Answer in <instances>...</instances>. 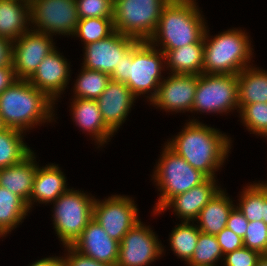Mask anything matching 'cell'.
I'll list each match as a JSON object with an SVG mask.
<instances>
[{"instance_id": "obj_1", "label": "cell", "mask_w": 267, "mask_h": 266, "mask_svg": "<svg viewBox=\"0 0 267 266\" xmlns=\"http://www.w3.org/2000/svg\"><path fill=\"white\" fill-rule=\"evenodd\" d=\"M196 120L187 121L182 131L165 143L207 178H215L216 172L223 167L224 161L228 158L232 138L220 129Z\"/></svg>"}, {"instance_id": "obj_2", "label": "cell", "mask_w": 267, "mask_h": 266, "mask_svg": "<svg viewBox=\"0 0 267 266\" xmlns=\"http://www.w3.org/2000/svg\"><path fill=\"white\" fill-rule=\"evenodd\" d=\"M55 103L28 80L16 79L0 94V115L7 128L26 130L53 122Z\"/></svg>"}, {"instance_id": "obj_3", "label": "cell", "mask_w": 267, "mask_h": 266, "mask_svg": "<svg viewBox=\"0 0 267 266\" xmlns=\"http://www.w3.org/2000/svg\"><path fill=\"white\" fill-rule=\"evenodd\" d=\"M165 54L149 41H138L110 75L112 81L125 83L137 98L147 94L150 102L157 94L166 71Z\"/></svg>"}, {"instance_id": "obj_4", "label": "cell", "mask_w": 267, "mask_h": 266, "mask_svg": "<svg viewBox=\"0 0 267 266\" xmlns=\"http://www.w3.org/2000/svg\"><path fill=\"white\" fill-rule=\"evenodd\" d=\"M196 0H170L163 8L157 29L148 40L160 50L198 43L207 24ZM201 11V12H200Z\"/></svg>"}, {"instance_id": "obj_5", "label": "cell", "mask_w": 267, "mask_h": 266, "mask_svg": "<svg viewBox=\"0 0 267 266\" xmlns=\"http://www.w3.org/2000/svg\"><path fill=\"white\" fill-rule=\"evenodd\" d=\"M209 31L207 26L203 36V73L237 75L250 66L254 49L245 30L232 28L216 36H210Z\"/></svg>"}, {"instance_id": "obj_6", "label": "cell", "mask_w": 267, "mask_h": 266, "mask_svg": "<svg viewBox=\"0 0 267 266\" xmlns=\"http://www.w3.org/2000/svg\"><path fill=\"white\" fill-rule=\"evenodd\" d=\"M163 147L152 175V180L160 191L158 201L153 208L155 215L171 198L189 191L207 179L203 173L193 168L166 144Z\"/></svg>"}, {"instance_id": "obj_7", "label": "cell", "mask_w": 267, "mask_h": 266, "mask_svg": "<svg viewBox=\"0 0 267 266\" xmlns=\"http://www.w3.org/2000/svg\"><path fill=\"white\" fill-rule=\"evenodd\" d=\"M95 199L91 194L69 188L53 202L52 224L63 246H72L93 219Z\"/></svg>"}, {"instance_id": "obj_8", "label": "cell", "mask_w": 267, "mask_h": 266, "mask_svg": "<svg viewBox=\"0 0 267 266\" xmlns=\"http://www.w3.org/2000/svg\"><path fill=\"white\" fill-rule=\"evenodd\" d=\"M170 0H117L113 6L114 30L138 41H148L157 29Z\"/></svg>"}, {"instance_id": "obj_9", "label": "cell", "mask_w": 267, "mask_h": 266, "mask_svg": "<svg viewBox=\"0 0 267 266\" xmlns=\"http://www.w3.org/2000/svg\"><path fill=\"white\" fill-rule=\"evenodd\" d=\"M233 110L239 112L237 75L206 73L198 75L191 113L227 114Z\"/></svg>"}, {"instance_id": "obj_10", "label": "cell", "mask_w": 267, "mask_h": 266, "mask_svg": "<svg viewBox=\"0 0 267 266\" xmlns=\"http://www.w3.org/2000/svg\"><path fill=\"white\" fill-rule=\"evenodd\" d=\"M29 5L31 30L52 37L74 35L79 22L75 0H31Z\"/></svg>"}, {"instance_id": "obj_11", "label": "cell", "mask_w": 267, "mask_h": 266, "mask_svg": "<svg viewBox=\"0 0 267 266\" xmlns=\"http://www.w3.org/2000/svg\"><path fill=\"white\" fill-rule=\"evenodd\" d=\"M130 196L112 195L102 201L95 199L93 219L106 233L119 243L123 236L139 221L137 204Z\"/></svg>"}, {"instance_id": "obj_12", "label": "cell", "mask_w": 267, "mask_h": 266, "mask_svg": "<svg viewBox=\"0 0 267 266\" xmlns=\"http://www.w3.org/2000/svg\"><path fill=\"white\" fill-rule=\"evenodd\" d=\"M143 224L139 221L123 236L116 266H148L162 257L164 246L158 235Z\"/></svg>"}, {"instance_id": "obj_13", "label": "cell", "mask_w": 267, "mask_h": 266, "mask_svg": "<svg viewBox=\"0 0 267 266\" xmlns=\"http://www.w3.org/2000/svg\"><path fill=\"white\" fill-rule=\"evenodd\" d=\"M49 34L29 30L12 42L11 64L17 79L28 80L56 46Z\"/></svg>"}, {"instance_id": "obj_14", "label": "cell", "mask_w": 267, "mask_h": 266, "mask_svg": "<svg viewBox=\"0 0 267 266\" xmlns=\"http://www.w3.org/2000/svg\"><path fill=\"white\" fill-rule=\"evenodd\" d=\"M137 39L114 31L107 38L84 46L82 67L111 75Z\"/></svg>"}, {"instance_id": "obj_15", "label": "cell", "mask_w": 267, "mask_h": 266, "mask_svg": "<svg viewBox=\"0 0 267 266\" xmlns=\"http://www.w3.org/2000/svg\"><path fill=\"white\" fill-rule=\"evenodd\" d=\"M166 78V79H165ZM198 75L169 73L160 83L150 105L166 112H191L195 98Z\"/></svg>"}, {"instance_id": "obj_16", "label": "cell", "mask_w": 267, "mask_h": 266, "mask_svg": "<svg viewBox=\"0 0 267 266\" xmlns=\"http://www.w3.org/2000/svg\"><path fill=\"white\" fill-rule=\"evenodd\" d=\"M58 49L50 52L38 65L28 81L56 103L71 78L70 62Z\"/></svg>"}, {"instance_id": "obj_17", "label": "cell", "mask_w": 267, "mask_h": 266, "mask_svg": "<svg viewBox=\"0 0 267 266\" xmlns=\"http://www.w3.org/2000/svg\"><path fill=\"white\" fill-rule=\"evenodd\" d=\"M136 99L125 83L111 80L96 100L103 121L114 133L126 121Z\"/></svg>"}, {"instance_id": "obj_18", "label": "cell", "mask_w": 267, "mask_h": 266, "mask_svg": "<svg viewBox=\"0 0 267 266\" xmlns=\"http://www.w3.org/2000/svg\"><path fill=\"white\" fill-rule=\"evenodd\" d=\"M216 178H207L200 185L171 198L157 213L167 209L181 219V222H196L202 208L221 190Z\"/></svg>"}, {"instance_id": "obj_19", "label": "cell", "mask_w": 267, "mask_h": 266, "mask_svg": "<svg viewBox=\"0 0 267 266\" xmlns=\"http://www.w3.org/2000/svg\"><path fill=\"white\" fill-rule=\"evenodd\" d=\"M119 242L112 239L94 219L84 228L81 236L72 244L79 253L98 262L116 265Z\"/></svg>"}, {"instance_id": "obj_20", "label": "cell", "mask_w": 267, "mask_h": 266, "mask_svg": "<svg viewBox=\"0 0 267 266\" xmlns=\"http://www.w3.org/2000/svg\"><path fill=\"white\" fill-rule=\"evenodd\" d=\"M71 115L81 131L87 132L95 141L97 148L104 146L114 132L103 121L101 111L96 100L72 98ZM100 145V146H99Z\"/></svg>"}, {"instance_id": "obj_21", "label": "cell", "mask_w": 267, "mask_h": 266, "mask_svg": "<svg viewBox=\"0 0 267 266\" xmlns=\"http://www.w3.org/2000/svg\"><path fill=\"white\" fill-rule=\"evenodd\" d=\"M66 181L65 174L57 164L48 163V165L42 167L38 166L29 199V211L32 209L34 202L45 205L53 203L69 189Z\"/></svg>"}, {"instance_id": "obj_22", "label": "cell", "mask_w": 267, "mask_h": 266, "mask_svg": "<svg viewBox=\"0 0 267 266\" xmlns=\"http://www.w3.org/2000/svg\"><path fill=\"white\" fill-rule=\"evenodd\" d=\"M32 151L21 162L0 169V187L18 195L28 206L33 189V181L39 164Z\"/></svg>"}, {"instance_id": "obj_23", "label": "cell", "mask_w": 267, "mask_h": 266, "mask_svg": "<svg viewBox=\"0 0 267 266\" xmlns=\"http://www.w3.org/2000/svg\"><path fill=\"white\" fill-rule=\"evenodd\" d=\"M30 5L26 0H0V37L13 42L29 31Z\"/></svg>"}, {"instance_id": "obj_24", "label": "cell", "mask_w": 267, "mask_h": 266, "mask_svg": "<svg viewBox=\"0 0 267 266\" xmlns=\"http://www.w3.org/2000/svg\"><path fill=\"white\" fill-rule=\"evenodd\" d=\"M221 189L200 211L196 223L198 229L205 234L217 235L227 225L228 217L235 207L233 201Z\"/></svg>"}, {"instance_id": "obj_25", "label": "cell", "mask_w": 267, "mask_h": 266, "mask_svg": "<svg viewBox=\"0 0 267 266\" xmlns=\"http://www.w3.org/2000/svg\"><path fill=\"white\" fill-rule=\"evenodd\" d=\"M165 54L166 69L173 74L203 73L204 39L198 43L184 45L177 49L161 50Z\"/></svg>"}, {"instance_id": "obj_26", "label": "cell", "mask_w": 267, "mask_h": 266, "mask_svg": "<svg viewBox=\"0 0 267 266\" xmlns=\"http://www.w3.org/2000/svg\"><path fill=\"white\" fill-rule=\"evenodd\" d=\"M238 103H267V71L251 64L238 74Z\"/></svg>"}, {"instance_id": "obj_27", "label": "cell", "mask_w": 267, "mask_h": 266, "mask_svg": "<svg viewBox=\"0 0 267 266\" xmlns=\"http://www.w3.org/2000/svg\"><path fill=\"white\" fill-rule=\"evenodd\" d=\"M243 189L235 206L248 221L263 220L267 224V181L253 182Z\"/></svg>"}, {"instance_id": "obj_28", "label": "cell", "mask_w": 267, "mask_h": 266, "mask_svg": "<svg viewBox=\"0 0 267 266\" xmlns=\"http://www.w3.org/2000/svg\"><path fill=\"white\" fill-rule=\"evenodd\" d=\"M28 213L27 204L18 195L0 187V232L5 237L26 219Z\"/></svg>"}, {"instance_id": "obj_29", "label": "cell", "mask_w": 267, "mask_h": 266, "mask_svg": "<svg viewBox=\"0 0 267 266\" xmlns=\"http://www.w3.org/2000/svg\"><path fill=\"white\" fill-rule=\"evenodd\" d=\"M23 134L13 128L0 131V169L21 162L33 151L24 142Z\"/></svg>"}, {"instance_id": "obj_30", "label": "cell", "mask_w": 267, "mask_h": 266, "mask_svg": "<svg viewBox=\"0 0 267 266\" xmlns=\"http://www.w3.org/2000/svg\"><path fill=\"white\" fill-rule=\"evenodd\" d=\"M181 222L169 235L170 249L179 259L187 263L195 250L199 233L201 232L194 222Z\"/></svg>"}, {"instance_id": "obj_31", "label": "cell", "mask_w": 267, "mask_h": 266, "mask_svg": "<svg viewBox=\"0 0 267 266\" xmlns=\"http://www.w3.org/2000/svg\"><path fill=\"white\" fill-rule=\"evenodd\" d=\"M74 81V98L97 100L111 81L110 75L84 67Z\"/></svg>"}, {"instance_id": "obj_32", "label": "cell", "mask_w": 267, "mask_h": 266, "mask_svg": "<svg viewBox=\"0 0 267 266\" xmlns=\"http://www.w3.org/2000/svg\"><path fill=\"white\" fill-rule=\"evenodd\" d=\"M223 252L215 235L200 232L197 245L188 266H217Z\"/></svg>"}, {"instance_id": "obj_33", "label": "cell", "mask_w": 267, "mask_h": 266, "mask_svg": "<svg viewBox=\"0 0 267 266\" xmlns=\"http://www.w3.org/2000/svg\"><path fill=\"white\" fill-rule=\"evenodd\" d=\"M113 18H85L79 19L73 37H78L84 46L107 38L114 32Z\"/></svg>"}, {"instance_id": "obj_34", "label": "cell", "mask_w": 267, "mask_h": 266, "mask_svg": "<svg viewBox=\"0 0 267 266\" xmlns=\"http://www.w3.org/2000/svg\"><path fill=\"white\" fill-rule=\"evenodd\" d=\"M239 115L242 124L250 134L267 136V103L239 104Z\"/></svg>"}, {"instance_id": "obj_35", "label": "cell", "mask_w": 267, "mask_h": 266, "mask_svg": "<svg viewBox=\"0 0 267 266\" xmlns=\"http://www.w3.org/2000/svg\"><path fill=\"white\" fill-rule=\"evenodd\" d=\"M243 244L261 255H267V224L263 220L249 221Z\"/></svg>"}, {"instance_id": "obj_36", "label": "cell", "mask_w": 267, "mask_h": 266, "mask_svg": "<svg viewBox=\"0 0 267 266\" xmlns=\"http://www.w3.org/2000/svg\"><path fill=\"white\" fill-rule=\"evenodd\" d=\"M79 19L113 18L112 0H75Z\"/></svg>"}, {"instance_id": "obj_37", "label": "cell", "mask_w": 267, "mask_h": 266, "mask_svg": "<svg viewBox=\"0 0 267 266\" xmlns=\"http://www.w3.org/2000/svg\"><path fill=\"white\" fill-rule=\"evenodd\" d=\"M262 256L258 251L242 247L224 255L221 262L224 261L223 266H256Z\"/></svg>"}, {"instance_id": "obj_38", "label": "cell", "mask_w": 267, "mask_h": 266, "mask_svg": "<svg viewBox=\"0 0 267 266\" xmlns=\"http://www.w3.org/2000/svg\"><path fill=\"white\" fill-rule=\"evenodd\" d=\"M67 251L63 258L64 266H116L98 262L92 258L84 256L76 251L72 246H64ZM67 249V250H66Z\"/></svg>"}, {"instance_id": "obj_39", "label": "cell", "mask_w": 267, "mask_h": 266, "mask_svg": "<svg viewBox=\"0 0 267 266\" xmlns=\"http://www.w3.org/2000/svg\"><path fill=\"white\" fill-rule=\"evenodd\" d=\"M216 238L219 246L221 247L223 255L244 247L243 238L235 234L227 227H225L220 233H218L216 235Z\"/></svg>"}, {"instance_id": "obj_40", "label": "cell", "mask_w": 267, "mask_h": 266, "mask_svg": "<svg viewBox=\"0 0 267 266\" xmlns=\"http://www.w3.org/2000/svg\"><path fill=\"white\" fill-rule=\"evenodd\" d=\"M249 221L244 214L235 206L229 214L226 227L235 234L244 238Z\"/></svg>"}, {"instance_id": "obj_41", "label": "cell", "mask_w": 267, "mask_h": 266, "mask_svg": "<svg viewBox=\"0 0 267 266\" xmlns=\"http://www.w3.org/2000/svg\"><path fill=\"white\" fill-rule=\"evenodd\" d=\"M16 79L12 65L0 66V94Z\"/></svg>"}, {"instance_id": "obj_42", "label": "cell", "mask_w": 267, "mask_h": 266, "mask_svg": "<svg viewBox=\"0 0 267 266\" xmlns=\"http://www.w3.org/2000/svg\"><path fill=\"white\" fill-rule=\"evenodd\" d=\"M11 47L12 42L0 37V66L11 64Z\"/></svg>"}, {"instance_id": "obj_43", "label": "cell", "mask_w": 267, "mask_h": 266, "mask_svg": "<svg viewBox=\"0 0 267 266\" xmlns=\"http://www.w3.org/2000/svg\"><path fill=\"white\" fill-rule=\"evenodd\" d=\"M29 266H64L63 258L58 256L44 257L40 260L35 261Z\"/></svg>"}, {"instance_id": "obj_44", "label": "cell", "mask_w": 267, "mask_h": 266, "mask_svg": "<svg viewBox=\"0 0 267 266\" xmlns=\"http://www.w3.org/2000/svg\"><path fill=\"white\" fill-rule=\"evenodd\" d=\"M256 266H267V255H263Z\"/></svg>"}, {"instance_id": "obj_45", "label": "cell", "mask_w": 267, "mask_h": 266, "mask_svg": "<svg viewBox=\"0 0 267 266\" xmlns=\"http://www.w3.org/2000/svg\"><path fill=\"white\" fill-rule=\"evenodd\" d=\"M7 127L5 126V124L3 123L2 117L0 115V131L5 130Z\"/></svg>"}]
</instances>
